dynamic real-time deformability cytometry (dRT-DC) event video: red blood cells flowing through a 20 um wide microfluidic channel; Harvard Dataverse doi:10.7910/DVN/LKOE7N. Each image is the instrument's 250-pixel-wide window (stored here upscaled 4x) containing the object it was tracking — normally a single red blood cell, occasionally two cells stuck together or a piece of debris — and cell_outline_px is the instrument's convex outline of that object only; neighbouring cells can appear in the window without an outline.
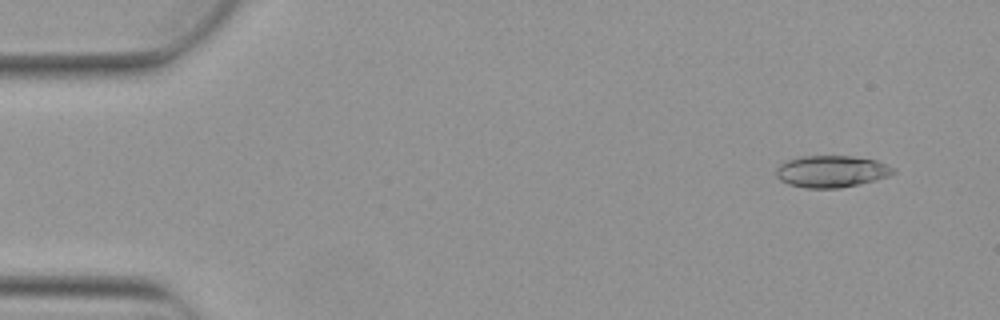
{"species": "Egyptian fruit bat (a non-hibernating species)", "species_latin": "Rousettus aegyptiacus", "temperature_condition": "warm", "stored_images_in_passage": 5, "segment_of_instrument_passage": [2, 2], "camera_frame_rate_fps": 3000, "um_per_image_px": 0.085, "animal": {"sex": "female"}, "frame": {"image": 1, "passage_image": 5, "time_ms": 1.333, "image_size_px": [1000, 320], "cell_outline_px": [[896, 172], [888, 176], [876, 180], [860, 184], [840, 188], [804, 188], [788, 184], [780, 180], [776, 176], [776, 168], [784, 160], [804, 156], [852, 156], [876, 160], [896, 168]], "centroid_in_image_um": [70.67, 14.57], "position_along_channel_um": 14.3, "area_um2": 21.96}}